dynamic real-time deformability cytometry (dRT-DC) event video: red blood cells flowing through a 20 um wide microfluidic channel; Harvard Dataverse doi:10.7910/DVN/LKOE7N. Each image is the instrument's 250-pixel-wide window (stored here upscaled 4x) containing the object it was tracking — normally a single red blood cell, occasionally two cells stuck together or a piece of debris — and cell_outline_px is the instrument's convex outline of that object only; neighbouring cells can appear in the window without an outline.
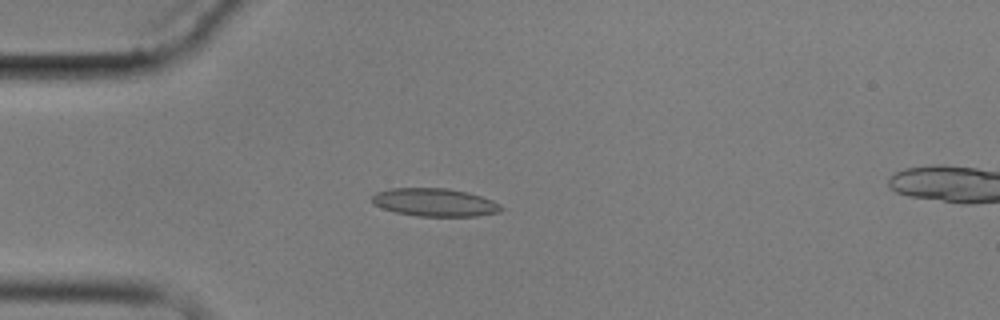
{"species": "common noctule bat (a hibernating species)", "species_latin": "Nyctalus noctula", "temperature_condition": "cold", "stored_images_in_passage": 6, "camera_frame_rate_fps": 3000, "um_per_image_px": 0.085, "animal": {"sex": "male", "body_mass_g": 17.9}, "frame": {"image": 1, "passage_image": 5, "time_ms": 4.667, "image_size_px": [1000, 320], "cell_outline_px": [[504, 208], [500, 212], [476, 216], [416, 216], [396, 212], [372, 204], [372, 196], [376, 192], [388, 188], [448, 188], [468, 192], [492, 200], [500, 204]], "centroid_in_image_um": [36.95, 17.19], "position_along_channel_um": 48.0, "area_um2": 21.15}}